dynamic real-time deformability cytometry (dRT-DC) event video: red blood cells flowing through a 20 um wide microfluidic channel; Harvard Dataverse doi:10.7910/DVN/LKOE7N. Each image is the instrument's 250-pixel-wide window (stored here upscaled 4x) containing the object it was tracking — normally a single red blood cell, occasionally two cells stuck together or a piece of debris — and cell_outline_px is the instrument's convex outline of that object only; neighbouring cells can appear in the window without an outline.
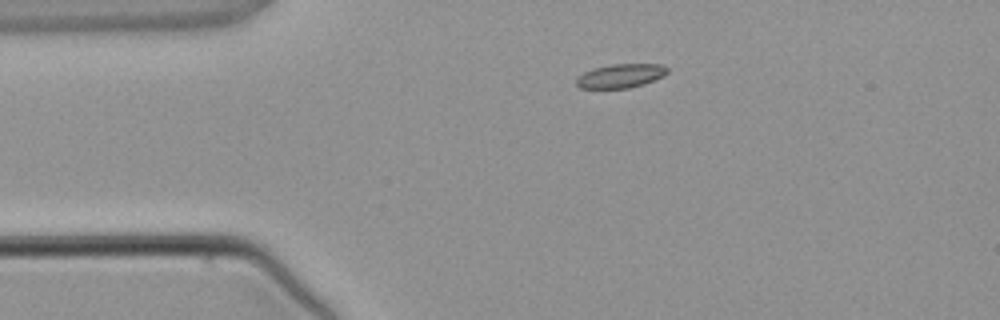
{"species": "common noctule bat (a hibernating species)", "species_latin": "Nyctalus noctula", "temperature_condition": "warm", "stored_images_in_passage": 3, "camera_frame_rate_fps": 3000, "um_per_image_px": 0.085, "animal": {"sex": "male", "body_mass_g": 21.5, "forearm_length_mm": 52.0}, "frame": {"image": 1, "passage_image": 1, "time_ms": 0.0, "image_size_px": [1000, 320], "cell_outline_px": [[668, 72], [664, 76], [644, 84], [628, 88], [580, 88], [576, 84], [576, 80], [584, 72], [592, 68], [612, 64], [664, 64], [668, 68]], "centroid_in_image_um": [52.79, 6.44], "position_along_channel_um": 32.2, "area_um2": 12.72}}
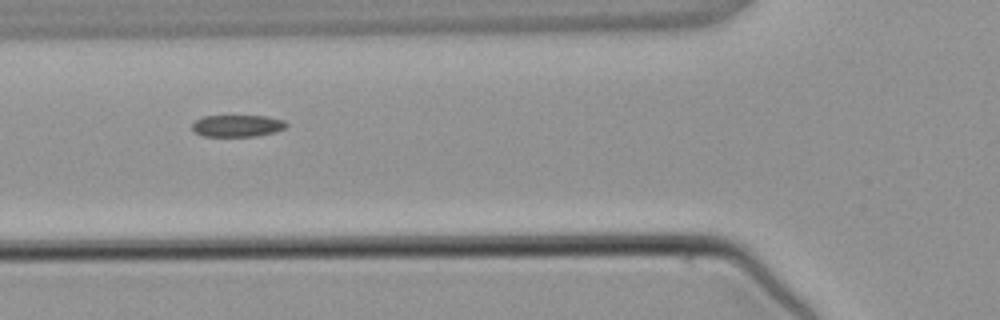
{"frame": {"image": 2, "passage_image": 3, "time_ms": 2.333, "image_size_px": [1000, 320], "cell_outline_px": [[288, 124], [284, 128], [272, 132], [256, 136], [204, 136], [192, 132], [192, 124], [196, 120], [204, 116], [268, 116], [284, 120]], "centroid_in_image_um": [20.14, 10.69], "position_along_channel_um": 105.7, "area_um2": 11.96}}